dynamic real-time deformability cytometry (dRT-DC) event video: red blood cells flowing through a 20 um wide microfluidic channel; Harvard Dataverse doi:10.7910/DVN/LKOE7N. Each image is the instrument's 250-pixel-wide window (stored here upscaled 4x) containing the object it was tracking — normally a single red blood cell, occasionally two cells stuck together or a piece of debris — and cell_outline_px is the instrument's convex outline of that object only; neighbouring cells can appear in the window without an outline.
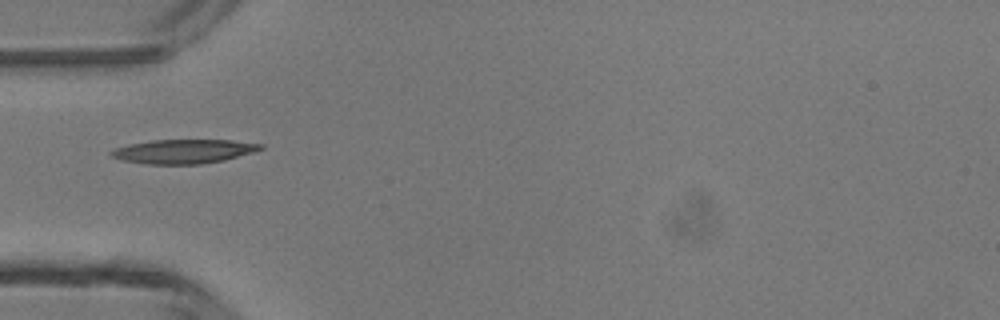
{"species": "common noctule bat (a hibernating species)", "species_latin": "Nyctalus noctula", "temperature_condition": "room temperature", "stored_images_in_passage": 33, "camera_frame_rate_fps": 3000, "um_per_image_px": 0.085, "animal": {"sex": "male", "body_mass_g": 13.3}, "frame": {"image": 1, "passage_image": 1, "time_ms": 0.0, "image_size_px": [1000, 320], "cell_outline_px": [[264, 148], [252, 152], [224, 160], [200, 164], [144, 164], [120, 160], [112, 156], [108, 152], [116, 148], [128, 144], [152, 140], [232, 140], [264, 144]], "centroid_in_image_um": [15.58, 12.86], "position_along_channel_um": 69.4, "area_um2": 20.98}}
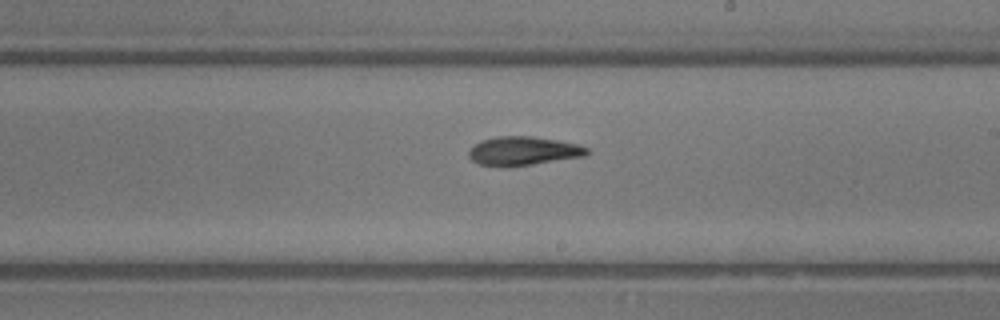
{"frame": {"image": 2, "passage_image": 13, "time_ms": 4.0, "image_size_px": [1000, 320], "cell_outline_px": [[588, 152], [584, 156], [532, 164], [476, 164], [468, 156], [468, 152], [480, 140], [496, 136], [532, 136], [580, 144], [588, 148]], "centroid_in_image_um": [44.5, 12.79], "position_along_channel_um": 244.5, "area_um2": 19.19}}
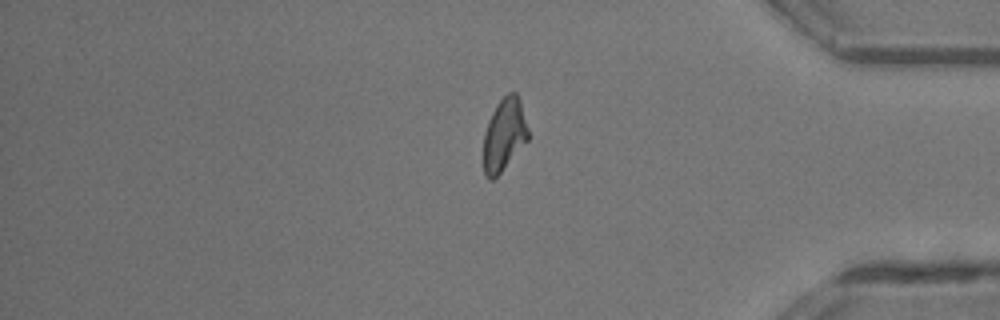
{"frame": {"image": 3, "passage_image": 25, "time_ms": 8.0, "image_size_px": [1000, 320], "cell_outline_px": [[528, 140], [500, 172], [492, 180], [488, 180], [484, 176], [484, 132], [488, 120], [496, 104], [508, 92], [516, 92], [520, 100], [528, 128]], "centroid_in_image_um": [42.84, 11.43], "position_along_channel_um": 392.4, "area_um2": 18.79}, "authors_computed_cell_mechanics": {"area_um2": 19.2474, "velocity_mm_per_s": 4.3629, "shape_relaxation_time_tau1_ms": null, "shape_relaxation_time_tau2_ms": 8.9597, "deformation_change_tau1": null, "deformation_change_tau2": 0.2234}}